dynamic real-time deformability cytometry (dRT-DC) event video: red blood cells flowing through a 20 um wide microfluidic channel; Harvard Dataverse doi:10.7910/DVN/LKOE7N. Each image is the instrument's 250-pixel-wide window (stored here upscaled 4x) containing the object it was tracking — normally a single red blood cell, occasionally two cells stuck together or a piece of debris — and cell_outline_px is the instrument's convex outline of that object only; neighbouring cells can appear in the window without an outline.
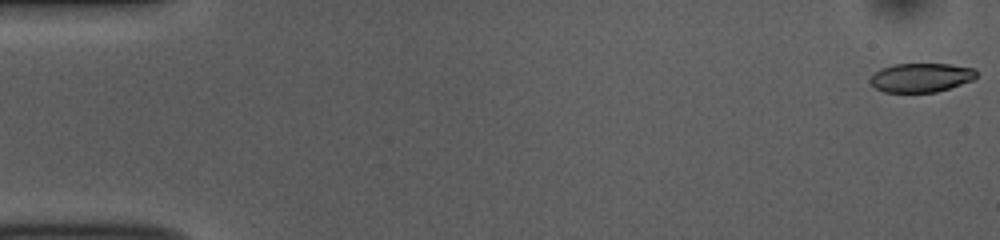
{"species": "common noctule bat (a hibernating species)", "species_latin": "Nyctalus noctula", "temperature_condition": "room temperature", "stored_images_in_passage": 53, "camera_frame_rate_fps": 3000, "um_per_image_px": 0.085, "animal": {"sex": "female", "body_mass_g": 10.0, "forearm_length_mm": 53.1}, "frame": {"image": 1, "passage_image": 1, "time_ms": 0.0, "image_size_px": [1000, 240], "cell_outline_px": [[976, 76], [972, 80], [936, 92], [884, 92], [876, 88], [868, 80], [880, 68], [896, 64], [948, 64], [976, 68]], "centroid_in_image_um": [78.28, 6.59], "position_along_channel_um": 6.7, "area_um2": 17.8}}
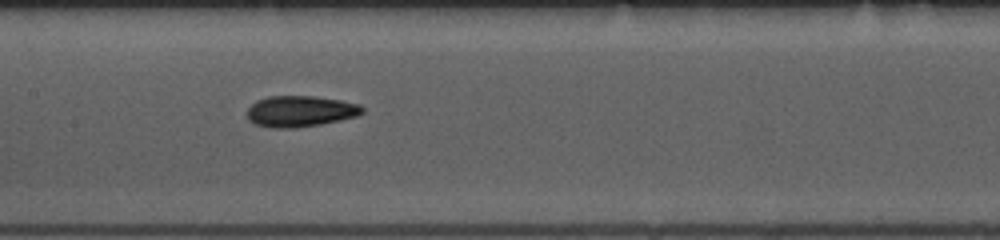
{"frame": {"image": 2, "passage_image": 26, "time_ms": 8.333, "image_size_px": [1000, 240], "cell_outline_px": [[364, 112], [356, 116], [340, 120], [320, 124], [292, 128], [272, 128], [256, 124], [248, 120], [248, 108], [256, 100], [268, 96], [316, 96], [340, 100], [360, 104], [364, 108]], "centroid_in_image_um": [25.53, 9.45], "position_along_channel_um": 181.9, "area_um2": 20.87}}
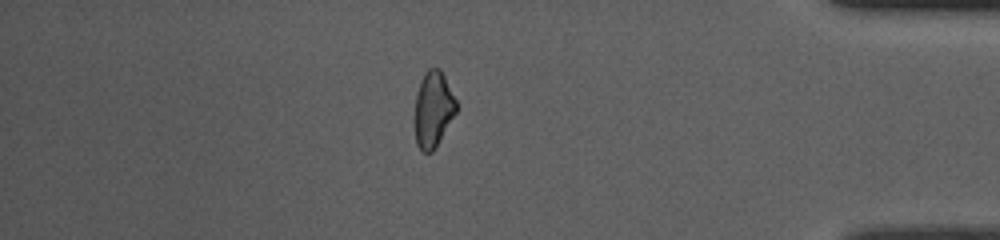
{"frame": {"image": 3, "passage_image": 46, "time_ms": 15.0, "image_size_px": [1000, 240], "cell_outline_px": [[456, 112], [436, 148], [432, 152], [424, 152], [416, 144], [416, 96], [420, 80], [424, 72], [428, 68], [440, 68], [456, 100]], "centroid_in_image_um": [36.83, 9.28], "position_along_channel_um": 398.4, "area_um2": 18.09}, "authors_computed_cell_mechanics": {"area_um2": 19.5942, "velocity_mm_per_s": 3.7724, "shape_relaxation_time_tau1_ms": 6.6183, "shape_relaxation_time_tau2_ms": 3.4444, "deformation_change_tau1": 0.1572, "deformation_change_tau2": 0.0911}}